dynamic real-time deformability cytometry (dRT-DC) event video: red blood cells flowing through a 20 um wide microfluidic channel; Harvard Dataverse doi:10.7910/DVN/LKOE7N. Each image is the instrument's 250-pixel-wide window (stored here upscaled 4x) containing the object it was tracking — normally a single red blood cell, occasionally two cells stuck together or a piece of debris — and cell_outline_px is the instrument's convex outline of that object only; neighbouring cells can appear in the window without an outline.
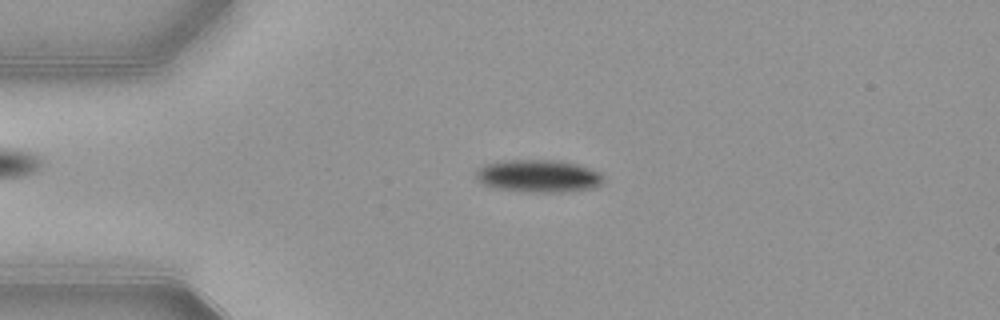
{"species": "common noctule bat (a hibernating species)", "species_latin": "Nyctalus noctula", "temperature_condition": "warm", "stored_images_in_passage": 52, "camera_frame_rate_fps": 3000, "um_per_image_px": 0.085, "animal": {"sex": "female", "body_mass_g": 21.9}, "frame": {"image": 1, "passage_image": 12, "time_ms": 3.667, "image_size_px": [1000, 320], "cell_outline_px": [[604, 184], [596, 188], [568, 192], [520, 192], [492, 188], [484, 184], [476, 176], [476, 172], [484, 164], [512, 160], [556, 160], [576, 164], [600, 172], [604, 176]], "centroid_in_image_um": [45.83, 14.99], "position_along_channel_um": 39.2, "area_um2": 24.45}}
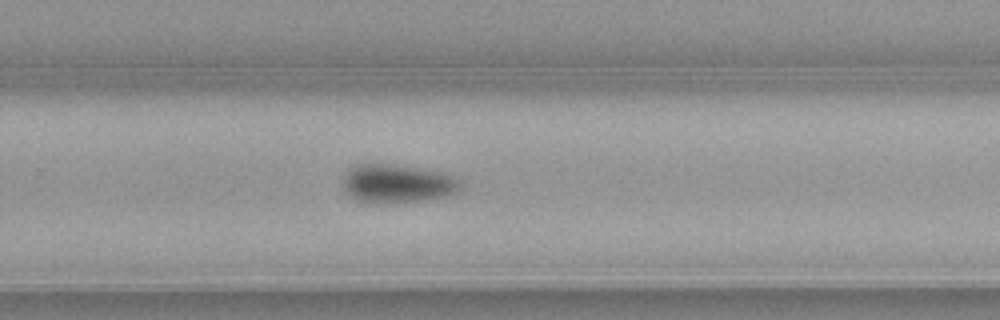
{"frame": {"image": 2, "passage_image": 34, "time_ms": 11.0, "image_size_px": [1000, 320], "cell_outline_px": [[460, 184], [456, 192], [448, 196], [420, 200], [384, 204], [368, 204], [356, 200], [340, 184], [340, 180], [344, 172], [348, 168], [356, 164], [388, 164], [448, 172]], "centroid_in_image_um": [33.67, 15.61], "position_along_channel_um": 296.1, "area_um2": 26.76}}
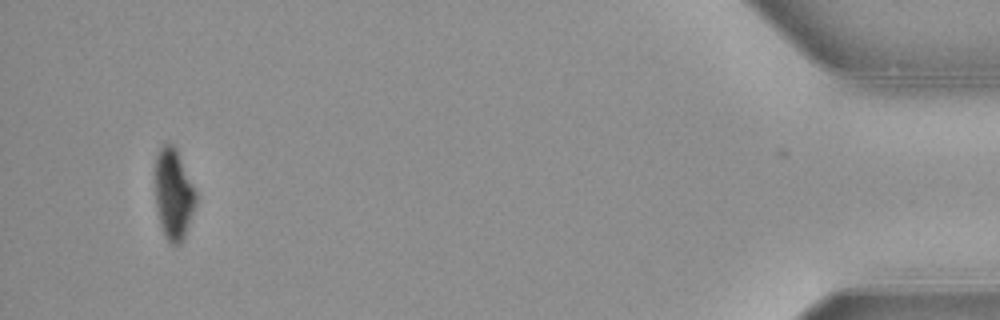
{"frame": {"image": 3, "passage_image": 50, "time_ms": 16.333, "image_size_px": [1000, 320], "cell_outline_px": [[196, 204], [184, 240], [180, 244], [172, 244], [164, 236], [160, 224], [156, 208], [156, 156], [160, 148], [164, 144], [172, 144], [176, 148], [196, 192]], "centroid_in_image_um": [14.76, 16.55], "position_along_channel_um": 420.4, "area_um2": 21.39}, "authors_computed_cell_mechanics": {"area_um2": 24.5072, "velocity_mm_per_s": 3.8836, "shape_relaxation_time_tau1_ms": 2.2243, "shape_relaxation_time_tau2_ms": null, "deformation_change_tau1": 0.1284, "deformation_change_tau2": null}}